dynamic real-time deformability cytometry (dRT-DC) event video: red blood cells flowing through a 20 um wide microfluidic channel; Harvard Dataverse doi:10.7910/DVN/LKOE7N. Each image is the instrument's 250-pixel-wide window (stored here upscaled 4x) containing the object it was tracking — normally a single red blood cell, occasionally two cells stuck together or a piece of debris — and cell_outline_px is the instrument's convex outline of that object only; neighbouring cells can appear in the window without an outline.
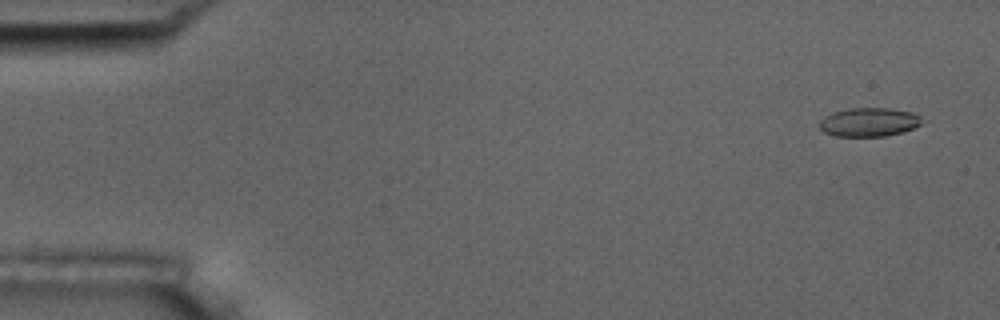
{"species": "common noctule bat (a hibernating species)", "species_latin": "Nyctalus noctula", "temperature_condition": "room temperature", "stored_images_in_passage": 53, "camera_frame_rate_fps": 3000, "um_per_image_px": 0.085, "animal": {"sex": "male", "body_mass_g": 17.5, "forearm_length_mm": 52.3}, "frame": {"image": 1, "passage_image": 1, "time_ms": 0.0, "image_size_px": [1000, 320], "cell_outline_px": [[928, 120], [904, 132], [884, 136], [836, 136], [824, 132], [820, 128], [820, 120], [824, 116], [832, 112], [848, 108], [888, 108], [916, 112]], "centroid_in_image_um": [73.93, 10.36], "position_along_channel_um": 11.1, "area_um2": 17.51}}
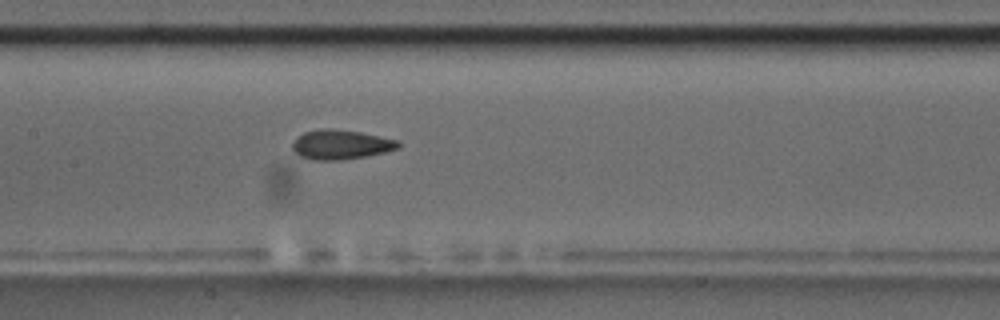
{"frame": {"image": 2, "passage_image": 25, "time_ms": 8.0, "image_size_px": [1000, 320], "cell_outline_px": [[400, 148], [384, 152], [364, 156], [340, 160], [316, 160], [300, 156], [292, 148], [292, 144], [296, 136], [304, 132], [324, 128], [332, 128], [360, 132], [400, 140]], "centroid_in_image_um": [28.97, 12.27], "position_along_channel_um": 178.4, "area_um2": 18.21}}
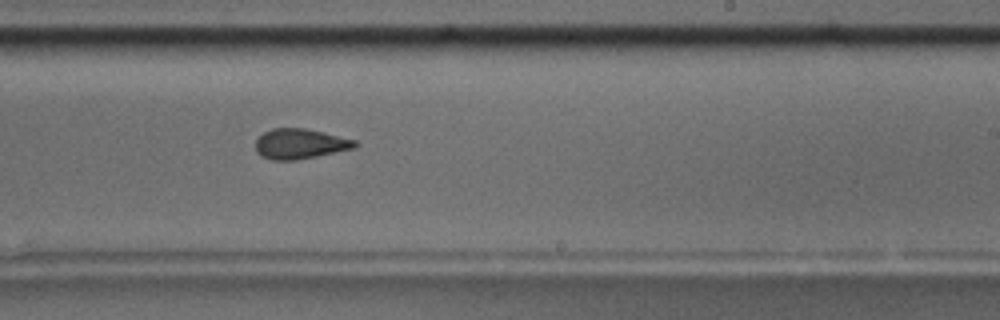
{"frame": {"image": 3, "passage_image": 32, "time_ms": 10.333, "image_size_px": [1000, 320], "cell_outline_px": [[360, 144], [356, 148], [316, 156], [292, 160], [272, 160], [260, 156], [256, 152], [256, 140], [264, 132], [272, 128], [304, 128], [356, 140]], "centroid_in_image_um": [25.5, 12.23], "position_along_channel_um": 263.5, "area_um2": 17.4}, "authors_computed_cell_mechanics": {"area_um2": 17.629, "velocity_mm_per_s": 3.6603, "shape_relaxation_time_tau1_ms": 4.2683, "shape_relaxation_time_tau2_ms": 2.0026, "deformation_change_tau1": 0.1454, "deformation_change_tau2": 0.0946}}